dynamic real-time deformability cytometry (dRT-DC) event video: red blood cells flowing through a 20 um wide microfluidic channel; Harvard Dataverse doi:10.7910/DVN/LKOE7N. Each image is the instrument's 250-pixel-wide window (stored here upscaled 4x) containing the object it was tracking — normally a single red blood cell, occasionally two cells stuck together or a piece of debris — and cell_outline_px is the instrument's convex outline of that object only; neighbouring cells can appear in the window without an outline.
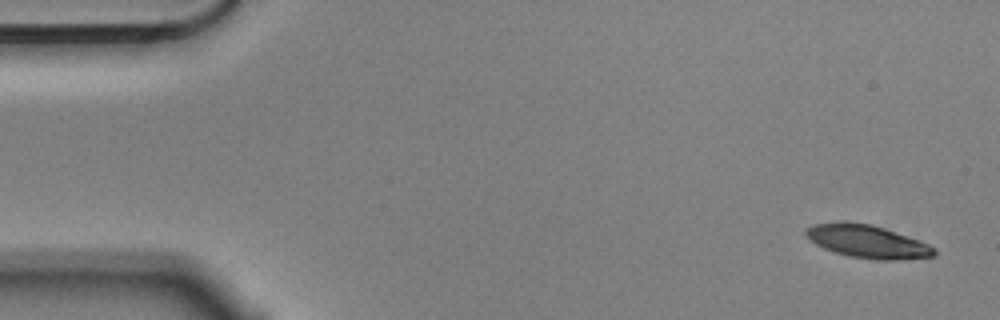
{"species": "Egyptian fruit bat (a non-hibernating species)", "species_latin": "Rousettus aegyptiacus", "temperature_condition": "cold", "stored_images_in_passage": 5, "camera_frame_rate_fps": 3000, "um_per_image_px": 0.085, "animal": {"sex": "male"}, "frame": {"image": 1, "passage_image": 1, "time_ms": 0.0, "image_size_px": [1000, 320], "cell_outline_px": [[936, 256], [900, 260], [876, 260], [848, 256], [824, 248], [808, 240], [804, 232], [808, 228], [816, 224], [868, 224], [928, 244], [936, 252]], "centroid_in_image_um": [73.73, 20.59], "position_along_channel_um": 11.3, "area_um2": 23.47}}
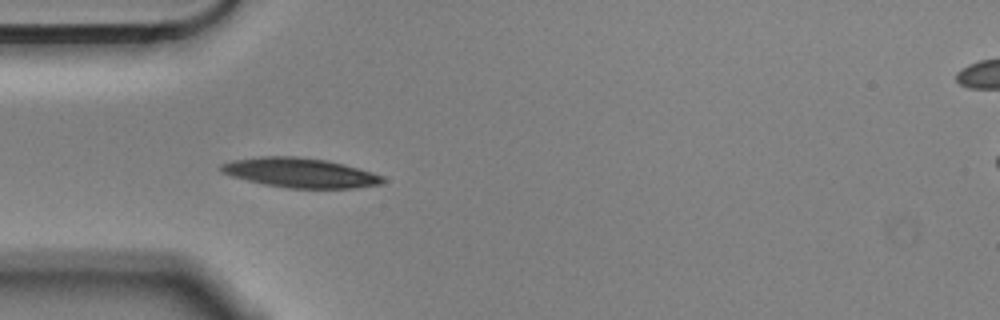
{"frame": {"image": 2, "passage_image": 5, "time_ms": 1.333, "image_size_px": [1000, 320], "cell_outline_px": [[384, 184], [356, 188], [288, 188], [264, 184], [232, 176], [224, 172], [220, 168], [220, 164], [232, 160], [260, 156], [296, 156], [324, 160], [344, 164], [380, 176], [384, 180]], "centroid_in_image_um": [25.48, 14.68], "position_along_channel_um": 59.5, "area_um2": 27.51}}